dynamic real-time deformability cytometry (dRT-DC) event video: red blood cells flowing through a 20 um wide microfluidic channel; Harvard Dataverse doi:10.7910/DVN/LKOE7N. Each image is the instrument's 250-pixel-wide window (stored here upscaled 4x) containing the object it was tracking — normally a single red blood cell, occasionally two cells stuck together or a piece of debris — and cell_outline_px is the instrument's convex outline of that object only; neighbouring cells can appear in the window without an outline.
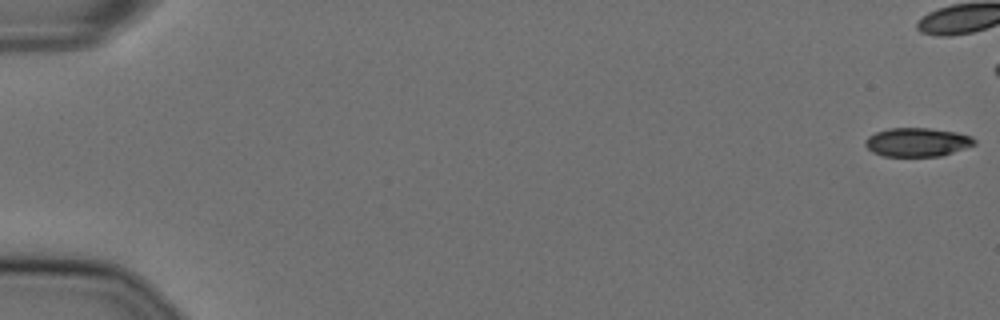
{"species": "Egyptian fruit bat (a non-hibernating species)", "species_latin": "Rousettus aegyptiacus", "temperature_condition": "cold", "stored_images_in_passage": 46, "camera_frame_rate_fps": 3000, "um_per_image_px": 0.085, "animal": {"sex": "female"}, "frame": {"image": 1, "passage_image": 1, "time_ms": 0.0, "image_size_px": [1000, 320], "cell_outline_px": [[976, 144], [940, 156], [884, 156], [872, 152], [864, 144], [864, 140], [868, 136], [876, 132], [888, 128], [928, 128], [956, 132], [972, 136], [976, 140]], "centroid_in_image_um": [77.94, 12.08], "position_along_channel_um": 7.1, "area_um2": 18.26}}